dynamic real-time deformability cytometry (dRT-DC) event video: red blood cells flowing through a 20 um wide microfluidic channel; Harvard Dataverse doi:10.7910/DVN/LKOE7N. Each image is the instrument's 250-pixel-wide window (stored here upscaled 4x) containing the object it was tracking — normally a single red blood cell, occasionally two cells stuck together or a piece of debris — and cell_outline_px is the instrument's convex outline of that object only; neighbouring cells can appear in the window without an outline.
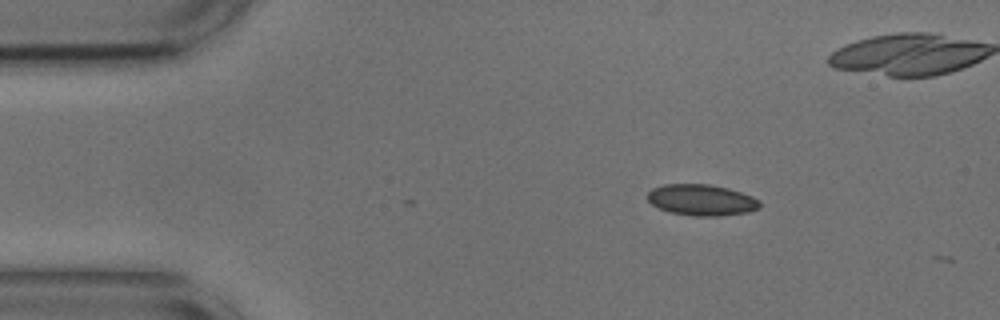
{"species": "common noctule bat (a hibernating species)", "species_latin": "Nyctalus noctula", "temperature_condition": "cold", "stored_images_in_passage": 3, "camera_frame_rate_fps": 3000, "um_per_image_px": 0.085, "animal": {"sex": "male", "body_mass_g": 17.9, "forearm_length_mm": 54.2}, "frame": {"image": 1, "passage_image": 1, "time_ms": 0.0, "image_size_px": [1000, 320], "cell_outline_px": [[760, 208], [748, 212], [720, 216], [692, 216], [672, 212], [660, 208], [652, 204], [648, 200], [648, 192], [652, 188], [664, 184], [708, 184], [728, 188], [752, 196], [760, 200]], "centroid_in_image_um": [59.65, 17.0], "position_along_channel_um": 25.3, "area_um2": 20.35}}